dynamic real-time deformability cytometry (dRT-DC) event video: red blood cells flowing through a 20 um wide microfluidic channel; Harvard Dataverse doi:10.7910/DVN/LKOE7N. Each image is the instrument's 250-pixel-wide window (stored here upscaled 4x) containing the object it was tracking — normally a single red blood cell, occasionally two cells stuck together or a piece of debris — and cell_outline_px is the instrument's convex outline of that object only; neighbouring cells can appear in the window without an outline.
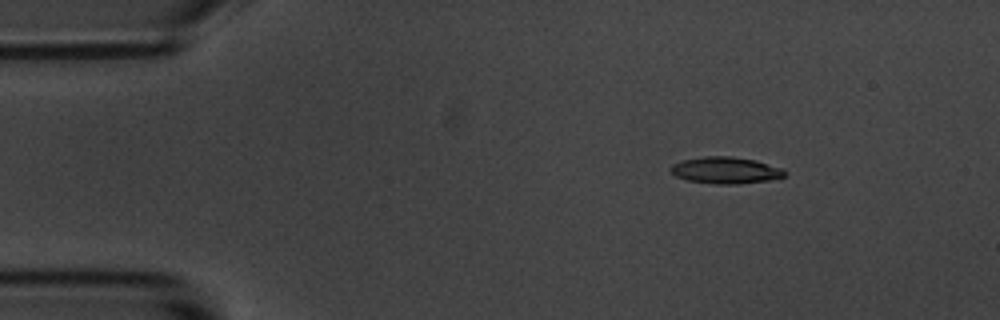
{"species": "common noctule bat (a hibernating species)", "species_latin": "Nyctalus noctula", "temperature_condition": "room temperature", "stored_images_in_passage": 4, "camera_frame_rate_fps": 3000, "um_per_image_px": 0.085, "animal": {"sex": "male", "body_mass_g": 20.1, "forearm_length_mm": 53.5}, "frame": {"image": 1, "passage_image": 2, "time_ms": 1.667, "image_size_px": [1000, 320], "cell_outline_px": [[788, 172], [780, 180], [740, 184], [716, 184], [688, 180], [676, 176], [668, 168], [672, 164], [684, 160], [704, 156], [732, 156], [756, 160], [784, 168]], "centroid_in_image_um": [61.78, 14.48], "position_along_channel_um": 23.2, "area_um2": 18.15}}
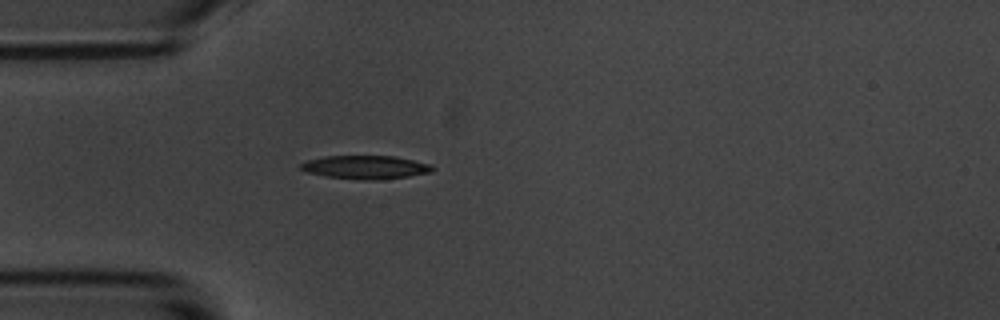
{"frame": {"image": 2, "passage_image": 4, "time_ms": 4.333, "image_size_px": [1000, 320], "cell_outline_px": [[436, 168], [432, 172], [408, 176], [380, 180], [360, 180], [324, 176], [304, 172], [300, 168], [300, 164], [304, 160], [324, 156], [396, 156], [432, 164]], "centroid_in_image_um": [31.06, 14.21], "position_along_channel_um": 53.9, "area_um2": 18.38}}